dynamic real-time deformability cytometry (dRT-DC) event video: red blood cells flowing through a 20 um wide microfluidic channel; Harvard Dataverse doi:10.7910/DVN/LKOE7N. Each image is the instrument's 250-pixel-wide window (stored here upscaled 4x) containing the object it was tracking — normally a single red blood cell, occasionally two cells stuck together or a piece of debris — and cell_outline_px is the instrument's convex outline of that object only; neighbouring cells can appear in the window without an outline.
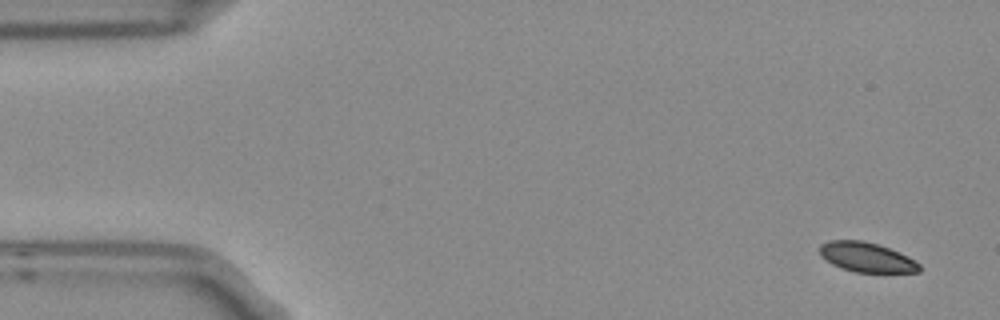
{"species": "Egyptian fruit bat (a non-hibernating species)", "species_latin": "Rousettus aegyptiacus", "temperature_condition": "room temperature", "stored_images_in_passage": 4, "camera_frame_rate_fps": 3000, "um_per_image_px": 0.085, "frame": {"image": 1, "passage_image": 1, "time_ms": 0.0, "image_size_px": [1000, 320], "cell_outline_px": [[920, 272], [856, 272], [840, 268], [832, 264], [820, 256], [820, 244], [828, 240], [860, 240], [876, 244], [900, 252], [916, 260], [920, 264]], "centroid_in_image_um": [73.65, 21.86], "position_along_channel_um": 11.3, "area_um2": 17.28}}